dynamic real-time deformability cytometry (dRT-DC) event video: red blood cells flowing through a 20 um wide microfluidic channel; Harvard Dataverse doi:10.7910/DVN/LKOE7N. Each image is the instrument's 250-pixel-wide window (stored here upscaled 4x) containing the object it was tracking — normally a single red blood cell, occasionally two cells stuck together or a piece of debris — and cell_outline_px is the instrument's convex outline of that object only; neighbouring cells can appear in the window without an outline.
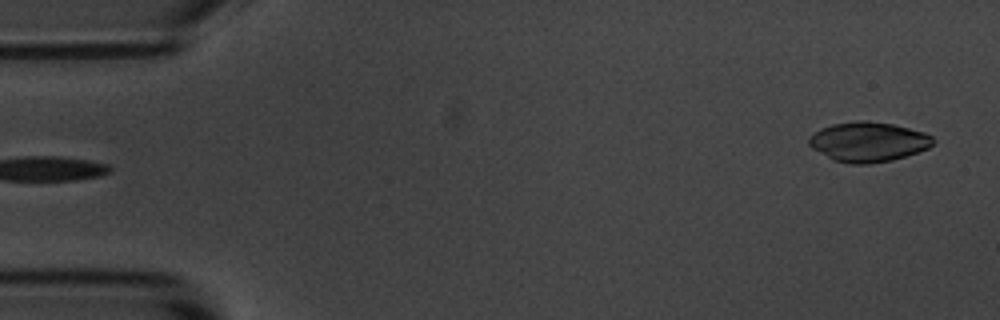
{"species": "common noctule bat (a hibernating species)", "species_latin": "Nyctalus noctula", "temperature_condition": "room temperature", "stored_images_in_passage": 2, "camera_frame_rate_fps": 3000, "um_per_image_px": 0.085, "animal": {"sex": "male", "body_mass_g": 20.1, "forearm_length_mm": 53.5}, "frame": {"image": 1, "passage_image": 2, "time_ms": 1.333, "image_size_px": [1000, 320], "cell_outline_px": [[936, 140], [928, 148], [892, 160], [868, 164], [848, 164], [832, 160], [812, 148], [808, 144], [808, 136], [820, 128], [832, 124], [860, 120], [864, 120], [892, 124], [924, 132], [932, 136]], "centroid_in_image_um": [73.76, 12.06], "position_along_channel_um": 11.2, "area_um2": 28.84}}